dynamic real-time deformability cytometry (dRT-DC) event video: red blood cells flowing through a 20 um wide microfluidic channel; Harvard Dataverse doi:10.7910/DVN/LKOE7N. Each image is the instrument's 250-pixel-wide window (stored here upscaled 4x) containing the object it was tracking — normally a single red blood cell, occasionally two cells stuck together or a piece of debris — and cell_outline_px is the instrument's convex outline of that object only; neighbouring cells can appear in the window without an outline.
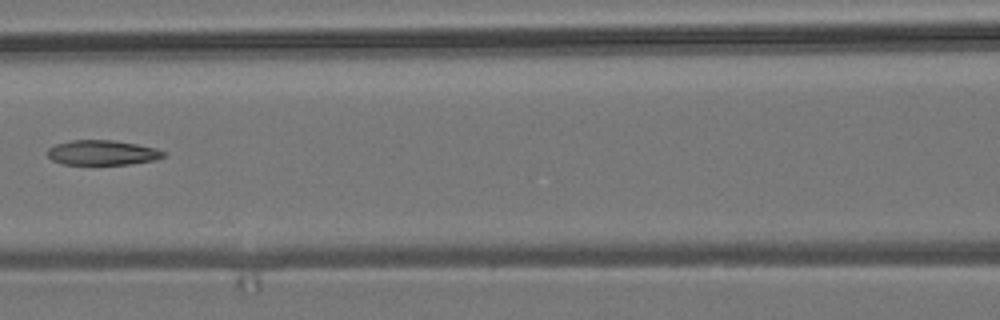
{"species": "common noctule bat (a hibernating species)", "species_latin": "Nyctalus noctula", "temperature_condition": "room temperature", "stored_images_in_passage": 6, "camera_frame_rate_fps": 3000, "um_per_image_px": 0.085, "animal": {"sex": "male", "body_mass_g": 19.2, "forearm_length_mm": 51.8}, "frame": {"image": 1, "passage_image": 6, "time_ms": 5.667, "image_size_px": [1000, 320], "cell_outline_px": [[164, 156], [156, 160], [128, 164], [64, 164], [52, 160], [48, 156], [48, 148], [56, 144], [72, 140], [112, 140], [136, 144], [156, 148], [164, 152]], "centroid_in_image_um": [8.69, 12.97], "position_along_channel_um": 157.9, "area_um2": 16.65}}